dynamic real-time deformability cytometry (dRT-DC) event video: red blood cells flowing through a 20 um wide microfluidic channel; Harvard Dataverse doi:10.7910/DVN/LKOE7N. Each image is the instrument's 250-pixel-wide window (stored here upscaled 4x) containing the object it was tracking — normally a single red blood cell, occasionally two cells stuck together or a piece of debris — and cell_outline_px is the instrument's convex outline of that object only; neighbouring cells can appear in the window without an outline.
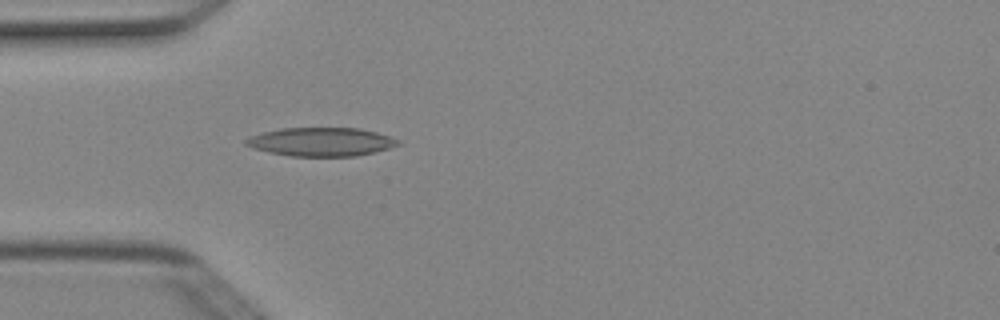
{"species": "Egyptian fruit bat (a non-hibernating species)", "species_latin": "Rousettus aegyptiacus", "temperature_condition": "cold", "stored_images_in_passage": 1, "camera_frame_rate_fps": 3000, "um_per_image_px": 0.085, "animal": {"sex": "female"}, "frame": {"image": 1, "passage_image": 1, "time_ms": 0.0, "image_size_px": [1000, 320], "cell_outline_px": [[400, 144], [388, 148], [356, 156], [292, 156], [252, 148], [244, 144], [244, 140], [252, 136], [264, 132], [280, 128], [360, 128], [376, 132], [400, 140]], "centroid_in_image_um": [27.29, 12.05], "position_along_channel_um": 57.7, "area_um2": 25.09}}